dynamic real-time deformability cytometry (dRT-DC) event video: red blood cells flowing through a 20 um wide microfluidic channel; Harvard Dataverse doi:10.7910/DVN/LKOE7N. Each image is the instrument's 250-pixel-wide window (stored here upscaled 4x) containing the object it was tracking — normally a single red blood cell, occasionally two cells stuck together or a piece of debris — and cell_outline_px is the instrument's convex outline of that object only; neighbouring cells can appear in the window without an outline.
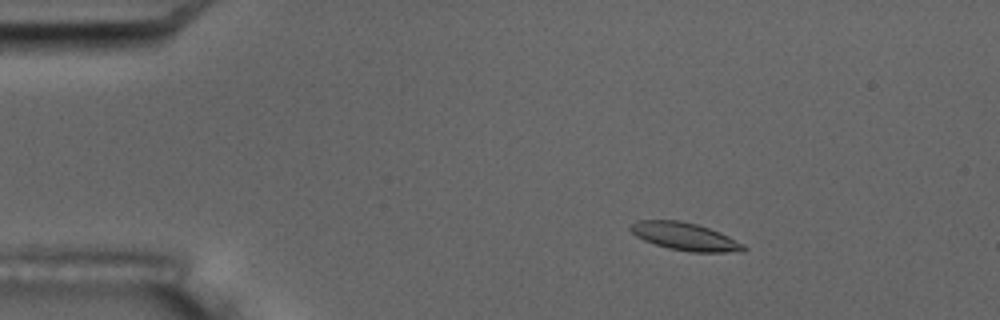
{"species": "common noctule bat (a hibernating species)", "species_latin": "Nyctalus noctula", "temperature_condition": "room temperature", "stored_images_in_passage": 12, "camera_frame_rate_fps": 3000, "um_per_image_px": 0.085, "animal": {"sex": "male", "body_mass_g": 17.5, "forearm_length_mm": 52.3}, "frame": {"image": 1, "passage_image": 3, "time_ms": 2.667, "image_size_px": [1000, 320], "cell_outline_px": [[748, 248], [744, 252], [692, 252], [668, 248], [644, 240], [636, 236], [628, 228], [636, 220], [680, 220], [696, 224], [720, 232], [744, 244]], "centroid_in_image_um": [58.24, 20.1], "position_along_channel_um": 26.8, "area_um2": 18.26}}
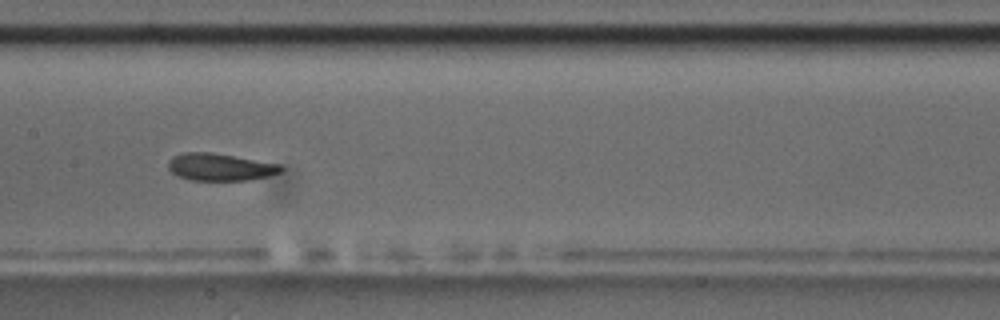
{"frame": {"image": 2, "passage_image": 9, "time_ms": 9.333, "image_size_px": [1000, 320], "cell_outline_px": [[284, 168], [280, 172], [268, 176], [252, 180], [192, 180], [176, 176], [168, 168], [168, 160], [172, 156], [184, 152], [208, 152], [280, 164]], "centroid_in_image_um": [18.68, 14.2], "position_along_channel_um": 188.7, "area_um2": 17.86}}